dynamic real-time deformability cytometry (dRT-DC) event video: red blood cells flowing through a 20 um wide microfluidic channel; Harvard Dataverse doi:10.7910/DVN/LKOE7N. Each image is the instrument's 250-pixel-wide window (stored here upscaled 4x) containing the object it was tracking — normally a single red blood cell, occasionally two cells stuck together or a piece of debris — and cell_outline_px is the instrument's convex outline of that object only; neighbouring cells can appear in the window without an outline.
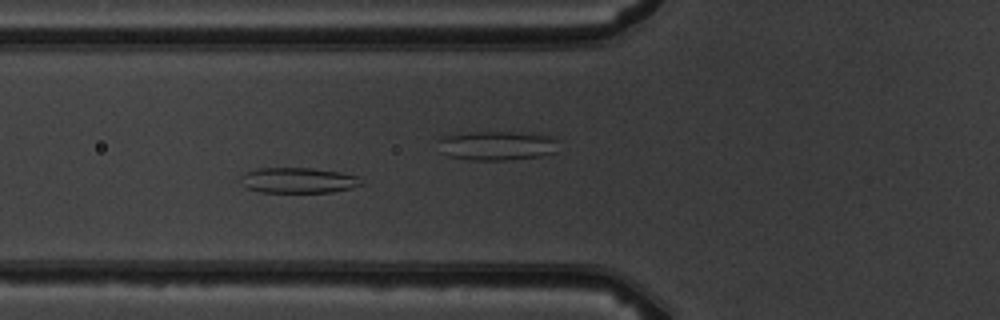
{"species": "common noctule bat (a hibernating species)", "species_latin": "Nyctalus noctula", "temperature_condition": "warm", "stored_images_in_passage": 7, "camera_frame_rate_fps": 3000, "um_per_image_px": 0.085, "animal": {"sex": "male", "body_mass_g": 19.5, "forearm_length_mm": 54.6}, "frame": {"image": 1, "passage_image": 6, "time_ms": 6.0, "image_size_px": [1000, 320], "cell_outline_px": [[364, 184], [352, 188], [332, 192], [260, 192], [248, 188], [240, 184], [240, 176], [244, 172], [256, 168], [312, 168], [340, 172], [356, 176]], "centroid_in_image_um": [25.3, 15.32], "position_along_channel_um": 100.5, "area_um2": 18.03}}